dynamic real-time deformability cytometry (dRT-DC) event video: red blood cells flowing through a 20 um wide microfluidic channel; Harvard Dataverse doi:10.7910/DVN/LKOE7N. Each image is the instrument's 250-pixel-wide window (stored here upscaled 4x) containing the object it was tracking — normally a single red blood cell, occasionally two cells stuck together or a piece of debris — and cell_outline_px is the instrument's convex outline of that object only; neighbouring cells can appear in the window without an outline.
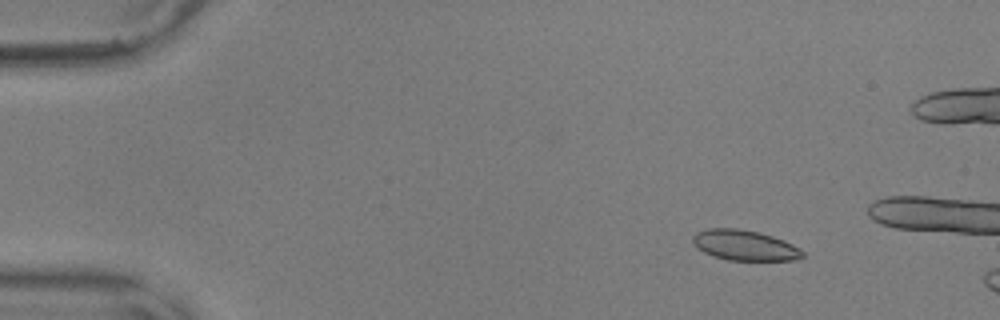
{"species": "common noctule bat (a hibernating species)", "species_latin": "Nyctalus noctula", "temperature_condition": "warm", "stored_images_in_passage": 14, "camera_frame_rate_fps": 3000, "um_per_image_px": 0.085, "animal": {"sex": "male", "body_mass_g": 17.9, "forearm_length_mm": 54.2}, "frame": {"image": 1, "passage_image": 8, "time_ms": 2.333, "image_size_px": [1000, 320], "cell_outline_px": [[804, 256], [796, 260], [728, 260], [712, 256], [696, 248], [692, 240], [692, 236], [696, 232], [708, 228], [736, 228], [760, 232], [784, 240], [800, 248], [804, 252]], "centroid_in_image_um": [63.28, 20.84], "position_along_channel_um": 21.7, "area_um2": 19.59}}